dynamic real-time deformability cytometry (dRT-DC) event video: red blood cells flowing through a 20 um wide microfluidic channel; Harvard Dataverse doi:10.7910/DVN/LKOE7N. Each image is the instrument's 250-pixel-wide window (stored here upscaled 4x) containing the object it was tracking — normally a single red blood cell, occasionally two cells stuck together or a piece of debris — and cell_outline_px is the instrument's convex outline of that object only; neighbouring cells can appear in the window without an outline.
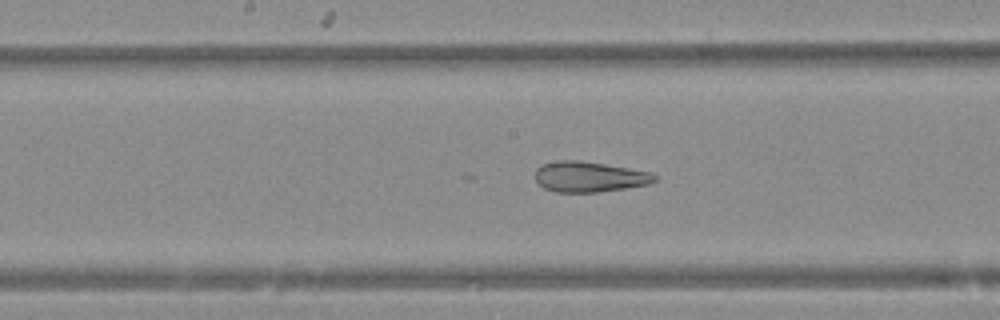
{"species": "Egyptian fruit bat (a non-hibernating species)", "species_latin": "Rousettus aegyptiacus", "temperature_condition": "warm", "stored_images_in_passage": 47, "camera_frame_rate_fps": 3000, "um_per_image_px": 0.085, "animal": {"sex": "female"}, "frame": {"image": 1, "passage_image": 23, "time_ms": 7.333, "image_size_px": [1000, 320], "cell_outline_px": [[656, 180], [648, 184], [624, 188], [596, 192], [556, 192], [544, 188], [536, 180], [536, 168], [544, 164], [556, 160], [576, 160], [604, 164], [628, 168], [648, 172], [656, 176]], "centroid_in_image_um": [50.05, 15.02], "position_along_channel_um": 198.1, "area_um2": 20.87}}
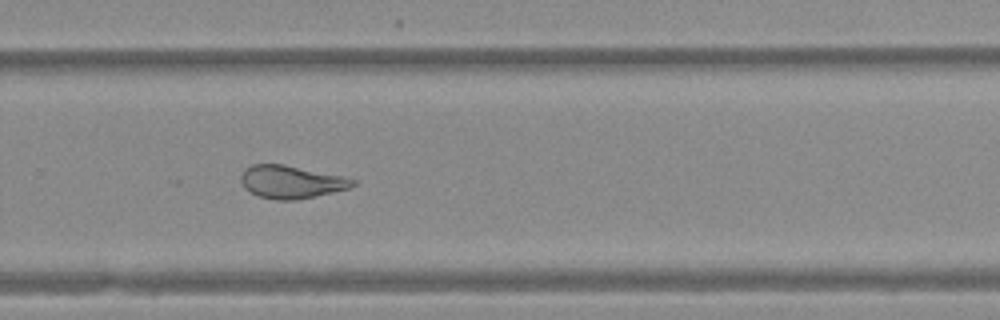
{"frame": {"image": 2, "passage_image": 31, "time_ms": 10.0, "image_size_px": [1000, 320], "cell_outline_px": [[356, 184], [348, 188], [332, 192], [296, 200], [276, 200], [256, 196], [248, 192], [244, 188], [240, 180], [240, 176], [244, 168], [252, 164], [284, 164], [344, 176], [356, 180]], "centroid_in_image_um": [24.7, 15.46], "position_along_channel_um": 305.1, "area_um2": 21.62}}
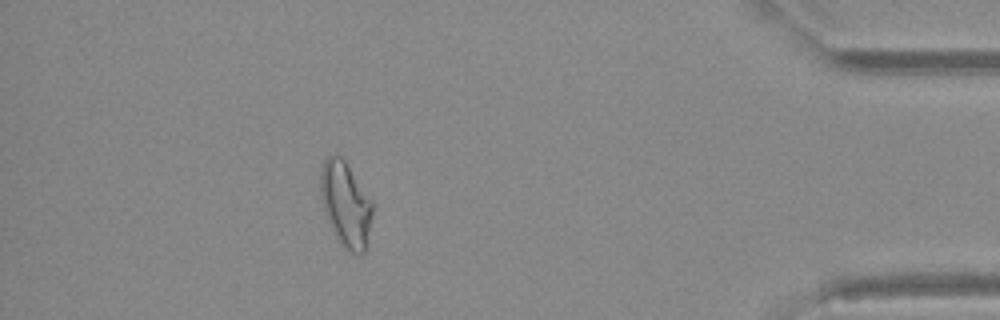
{"frame": {"image": 3, "passage_image": 42, "time_ms": 13.667, "image_size_px": [1000, 320], "cell_outline_px": [[372, 216], [364, 252], [352, 252], [344, 248], [340, 244], [328, 220], [324, 208], [320, 192], [320, 168], [324, 160], [328, 156], [340, 156], [344, 160], [372, 200]], "centroid_in_image_um": [29.37, 17.33], "position_along_channel_um": 405.8, "area_um2": 25.2}}